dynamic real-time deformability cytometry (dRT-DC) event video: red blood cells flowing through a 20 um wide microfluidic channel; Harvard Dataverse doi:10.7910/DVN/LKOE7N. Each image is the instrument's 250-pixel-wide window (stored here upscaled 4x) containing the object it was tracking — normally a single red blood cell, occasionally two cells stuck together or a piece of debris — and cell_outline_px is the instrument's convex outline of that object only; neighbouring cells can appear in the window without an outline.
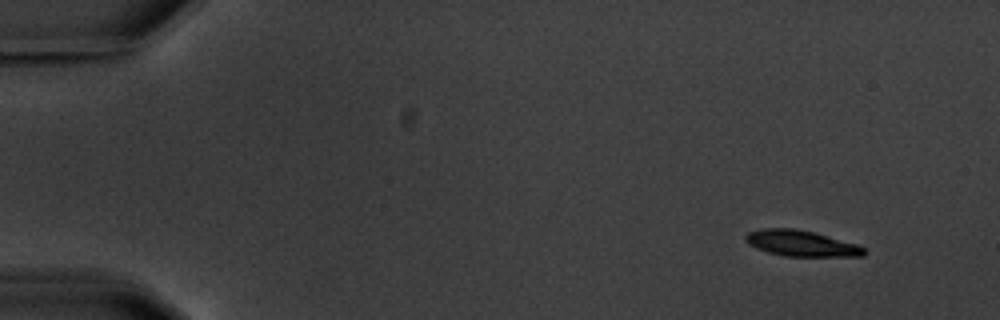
{"species": "common noctule bat (a hibernating species)", "species_latin": "Nyctalus noctula", "temperature_condition": "warm", "stored_images_in_passage": 6, "camera_frame_rate_fps": 3000, "um_per_image_px": 0.085, "animal": {"sex": "male", "body_mass_g": 20.1, "forearm_length_mm": 53.5}, "frame": {"image": 1, "passage_image": 1, "time_ms": 0.0, "image_size_px": [1000, 320], "cell_outline_px": [[868, 252], [864, 256], [784, 256], [768, 252], [756, 248], [748, 244], [744, 240], [744, 236], [748, 232], [764, 228], [796, 228], [860, 244]], "centroid_in_image_um": [68.12, 20.68], "position_along_channel_um": 16.9, "area_um2": 18.03}}
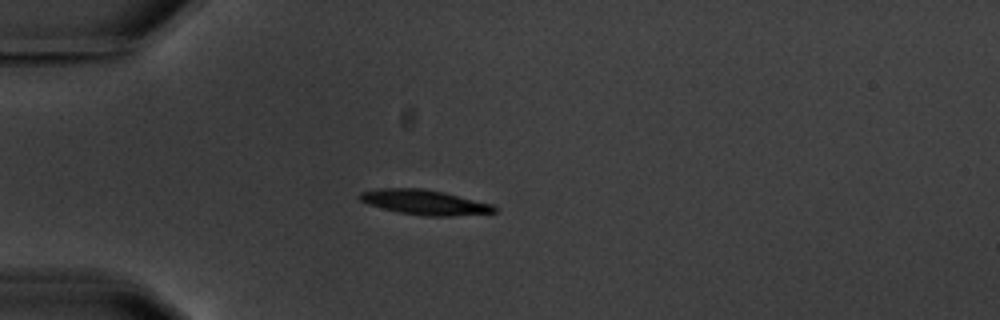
{"frame": {"image": 2, "passage_image": 4, "time_ms": 3.667, "image_size_px": [1000, 320], "cell_outline_px": [[496, 212], [452, 216], [424, 216], [400, 212], [368, 204], [360, 200], [356, 196], [360, 192], [380, 188], [420, 188], [444, 192], [492, 204], [496, 208]], "centroid_in_image_um": [36.07, 17.18], "position_along_channel_um": 48.9, "area_um2": 19.36}}